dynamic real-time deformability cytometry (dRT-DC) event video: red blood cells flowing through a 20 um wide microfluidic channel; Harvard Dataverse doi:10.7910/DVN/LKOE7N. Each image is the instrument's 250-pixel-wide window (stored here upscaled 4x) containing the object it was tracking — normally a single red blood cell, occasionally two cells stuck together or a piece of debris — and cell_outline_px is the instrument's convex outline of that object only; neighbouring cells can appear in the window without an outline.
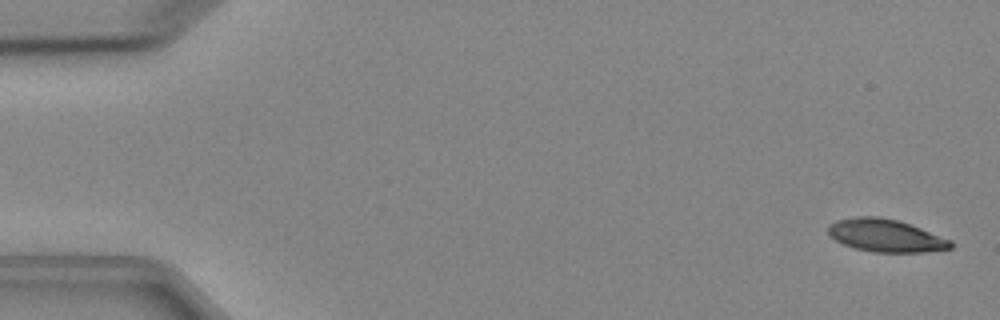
{"species": "Egyptian fruit bat (a non-hibernating species)", "species_latin": "Rousettus aegyptiacus", "temperature_condition": "cold", "stored_images_in_passage": 4, "camera_frame_rate_fps": 3000, "um_per_image_px": 0.085, "animal": {"sex": "female"}, "frame": {"image": 1, "passage_image": 1, "time_ms": 0.0, "image_size_px": [1000, 320], "cell_outline_px": [[952, 248], [924, 252], [872, 252], [856, 248], [844, 244], [836, 240], [828, 232], [828, 228], [836, 220], [860, 216], [876, 216], [896, 220], [920, 228], [952, 240]], "centroid_in_image_um": [75.3, 20.03], "position_along_channel_um": 9.7, "area_um2": 22.95}}